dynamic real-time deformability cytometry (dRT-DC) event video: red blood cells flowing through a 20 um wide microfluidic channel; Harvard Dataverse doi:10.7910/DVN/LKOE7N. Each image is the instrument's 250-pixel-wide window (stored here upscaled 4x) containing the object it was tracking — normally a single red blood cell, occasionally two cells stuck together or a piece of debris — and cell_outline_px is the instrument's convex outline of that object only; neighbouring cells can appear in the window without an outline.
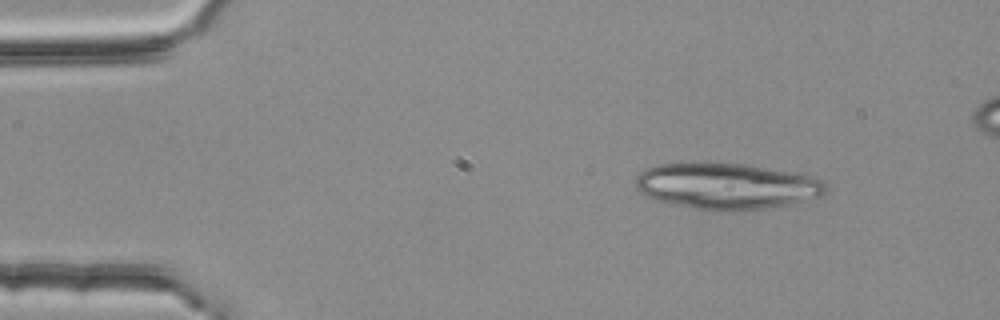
{"species": "common noctule bat (a hibernating species)", "species_latin": "Nyctalus noctula", "temperature_condition": "room temperature", "stored_images_in_passage": 3, "camera_frame_rate_fps": 3000, "um_per_image_px": 0.085, "animal": {"sex": "female", "body_mass_g": 25.1}, "frame": {"image": 1, "passage_image": 1, "time_ms": 0.0, "image_size_px": [1000, 320], "cell_outline_px": [[828, 184], [824, 196], [788, 204], [764, 208], [732, 212], [708, 212], [672, 204], [648, 196], [640, 192], [636, 188], [636, 176], [644, 168], [656, 164], [692, 160], [748, 164], [796, 172], [824, 180]], "centroid_in_image_um": [61.74, 15.79], "position_along_channel_um": 23.3, "area_um2": 52.89}}